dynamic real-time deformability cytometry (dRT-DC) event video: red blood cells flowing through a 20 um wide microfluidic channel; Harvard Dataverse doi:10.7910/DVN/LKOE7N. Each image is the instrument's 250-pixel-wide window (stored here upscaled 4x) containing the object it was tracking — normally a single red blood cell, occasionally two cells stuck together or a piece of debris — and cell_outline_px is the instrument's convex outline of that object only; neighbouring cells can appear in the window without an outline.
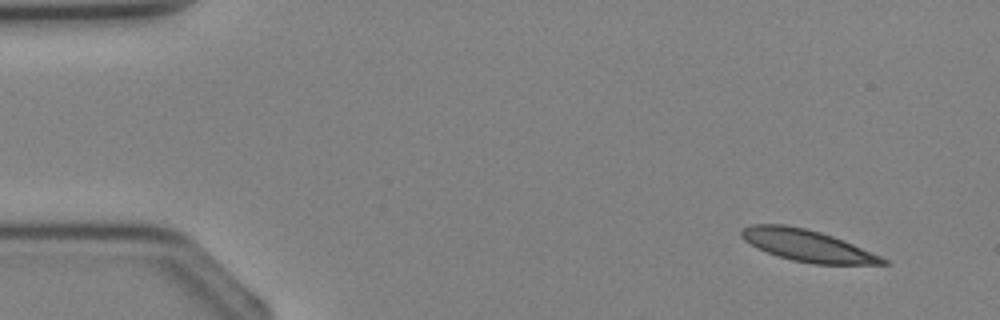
{"species": "Egyptian fruit bat (a non-hibernating species)", "species_latin": "Rousettus aegyptiacus", "temperature_condition": "cold", "stored_images_in_passage": 2, "camera_frame_rate_fps": 3000, "um_per_image_px": 0.085, "animal": {"sex": "female"}, "frame": {"image": 1, "passage_image": 1, "time_ms": 0.0, "image_size_px": [1000, 320], "cell_outline_px": [[892, 264], [812, 264], [792, 260], [756, 248], [744, 240], [740, 236], [740, 228], [752, 224], [784, 224], [804, 228], [820, 232], [844, 240], [880, 256], [888, 260]], "centroid_in_image_um": [68.59, 20.86], "position_along_channel_um": 16.4, "area_um2": 26.01}}